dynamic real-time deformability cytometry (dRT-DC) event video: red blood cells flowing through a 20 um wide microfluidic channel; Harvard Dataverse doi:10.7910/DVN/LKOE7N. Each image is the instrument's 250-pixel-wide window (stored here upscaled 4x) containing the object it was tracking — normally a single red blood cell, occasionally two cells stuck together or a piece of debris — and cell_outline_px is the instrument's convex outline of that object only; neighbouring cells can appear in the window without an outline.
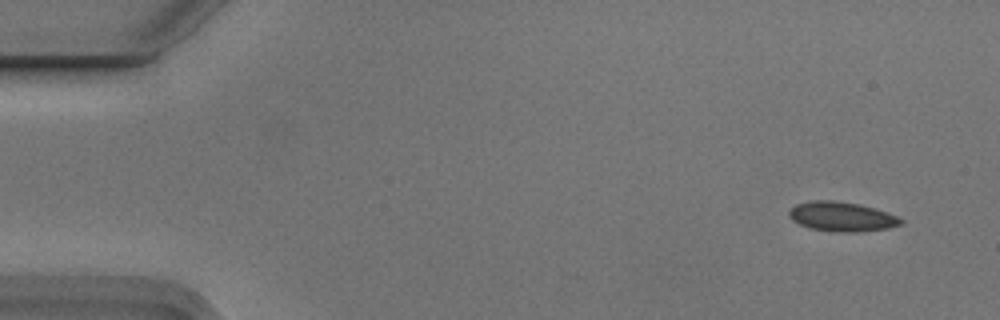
{"species": "Egyptian fruit bat (a non-hibernating species)", "species_latin": "Rousettus aegyptiacus", "temperature_condition": "cold", "stored_images_in_passage": 5, "camera_frame_rate_fps": 3000, "um_per_image_px": 0.085, "animal": {"sex": "male"}, "frame": {"image": 1, "passage_image": 1, "time_ms": 0.0, "image_size_px": [1000, 320], "cell_outline_px": [[904, 224], [888, 228], [856, 232], [840, 232], [808, 228], [792, 220], [788, 216], [788, 212], [796, 204], [812, 200], [832, 200], [860, 204], [876, 208], [896, 216], [904, 220]], "centroid_in_image_um": [71.56, 18.41], "position_along_channel_um": 13.4, "area_um2": 19.31}}
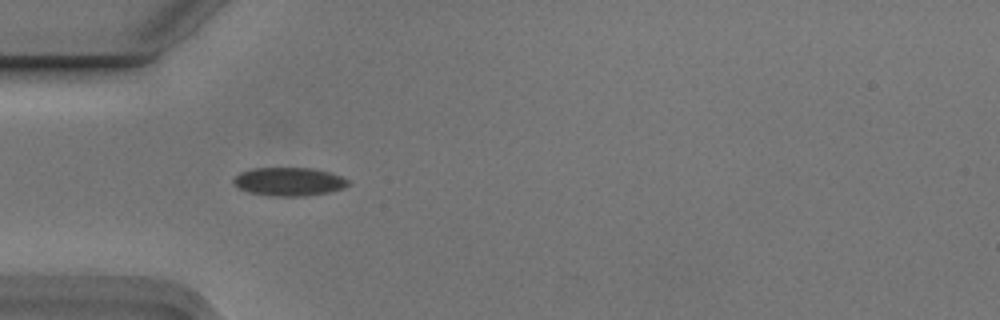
{"frame": {"image": 2, "passage_image": 4, "time_ms": 1.0, "image_size_px": [1000, 320], "cell_outline_px": [[348, 184], [344, 188], [328, 192], [304, 196], [272, 196], [248, 192], [240, 188], [232, 180], [240, 172], [252, 168], [312, 168], [328, 172], [340, 176], [348, 180]], "centroid_in_image_um": [24.55, 15.44], "position_along_channel_um": 60.5, "area_um2": 18.79}}
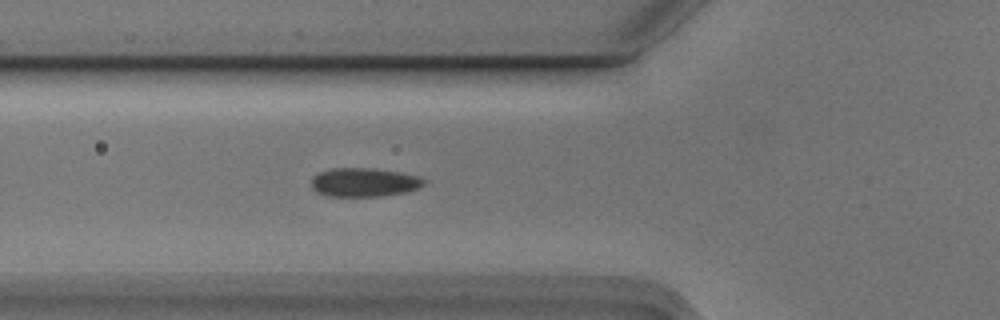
{"frame": {"image": 3, "passage_image": 5, "time_ms": 1.333, "image_size_px": [1000, 320], "cell_outline_px": [[428, 180], [420, 188], [408, 192], [380, 196], [324, 196], [316, 192], [312, 188], [312, 176], [320, 172], [332, 168], [376, 168], [400, 172], [420, 176]], "centroid_in_image_um": [30.99, 15.49], "position_along_channel_um": 94.8, "area_um2": 19.25}}